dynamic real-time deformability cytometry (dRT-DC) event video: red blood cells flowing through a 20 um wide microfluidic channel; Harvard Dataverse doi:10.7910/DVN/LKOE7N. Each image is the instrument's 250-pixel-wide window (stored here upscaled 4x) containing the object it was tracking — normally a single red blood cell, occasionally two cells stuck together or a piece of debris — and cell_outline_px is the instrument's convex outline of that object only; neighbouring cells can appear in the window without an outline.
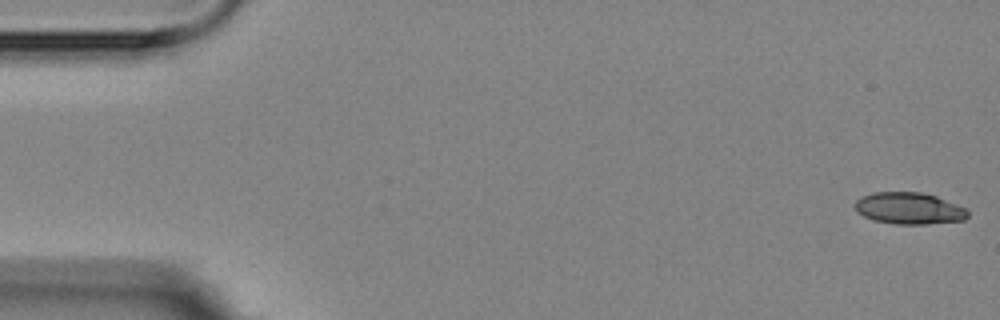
{"species": "Egyptian fruit bat (a non-hibernating species)", "species_latin": "Rousettus aegyptiacus", "temperature_condition": "room temperature", "stored_images_in_passage": 17, "camera_frame_rate_fps": 3000, "um_per_image_px": 0.085, "animal": {"sex": "female"}, "frame": {"image": 1, "passage_image": 1, "time_ms": 0.0, "image_size_px": [1000, 320], "cell_outline_px": [[968, 216], [964, 220], [924, 224], [896, 224], [872, 220], [856, 212], [852, 204], [860, 196], [872, 192], [920, 192], [936, 196], [956, 204], [964, 208], [968, 212]], "centroid_in_image_um": [77.2, 17.7], "position_along_channel_um": 7.8, "area_um2": 20.98}}
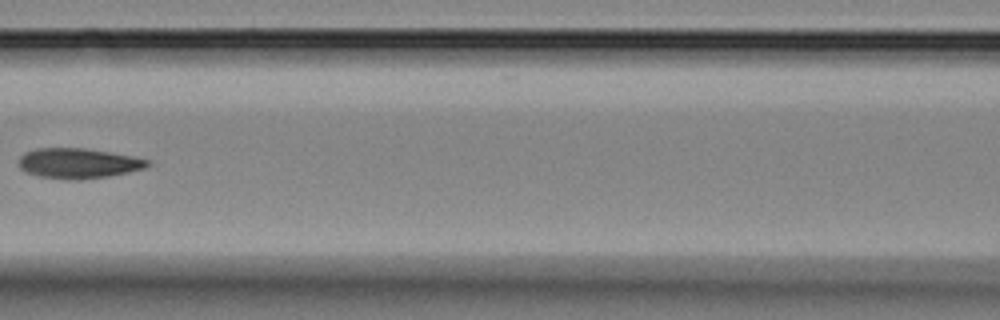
{"frame": {"image": 2, "passage_image": 8, "time_ms": 8.0, "image_size_px": [1000, 320], "cell_outline_px": [[152, 164], [144, 168], [128, 172], [108, 176], [80, 180], [68, 180], [40, 176], [24, 172], [20, 168], [20, 156], [24, 152], [36, 148], [84, 148], [132, 156], [148, 160]], "centroid_in_image_um": [6.63, 13.88], "position_along_channel_um": 160.0, "area_um2": 22.6}}
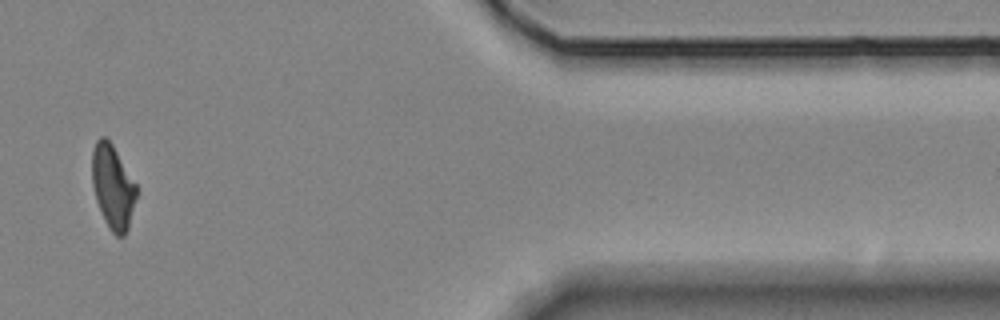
{"frame": {"image": 3, "passage_image": 15, "time_ms": 16.0, "image_size_px": [1000, 320], "cell_outline_px": [[136, 196], [128, 228], [124, 236], [116, 236], [108, 228], [104, 220], [96, 200], [92, 184], [92, 148], [96, 140], [100, 136], [104, 136], [112, 144], [136, 184]], "centroid_in_image_um": [9.56, 15.87], "position_along_channel_um": 401.8, "area_um2": 21.56}, "authors_computed_cell_mechanics": {"area_um2": 22.3108, "velocity_mm_per_s": 3.5513, "shape_relaxation_time_tau1_ms": 7.8388, "shape_relaxation_time_tau2_ms": 3.4879, "deformation_change_tau1": 0.2125, "deformation_change_tau2": 0.0884}}